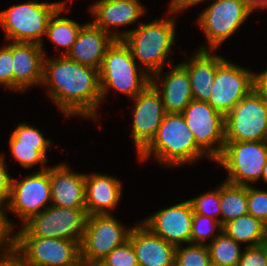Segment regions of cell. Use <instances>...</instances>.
Instances as JSON below:
<instances>
[{"label":"cell","mask_w":267,"mask_h":266,"mask_svg":"<svg viewBox=\"0 0 267 266\" xmlns=\"http://www.w3.org/2000/svg\"><path fill=\"white\" fill-rule=\"evenodd\" d=\"M238 266H267V244L245 247Z\"/></svg>","instance_id":"35"},{"label":"cell","mask_w":267,"mask_h":266,"mask_svg":"<svg viewBox=\"0 0 267 266\" xmlns=\"http://www.w3.org/2000/svg\"><path fill=\"white\" fill-rule=\"evenodd\" d=\"M252 12L244 0H215L198 18L211 50L232 35Z\"/></svg>","instance_id":"11"},{"label":"cell","mask_w":267,"mask_h":266,"mask_svg":"<svg viewBox=\"0 0 267 266\" xmlns=\"http://www.w3.org/2000/svg\"><path fill=\"white\" fill-rule=\"evenodd\" d=\"M44 58L42 45L13 42V89L25 91L32 85H42Z\"/></svg>","instance_id":"18"},{"label":"cell","mask_w":267,"mask_h":266,"mask_svg":"<svg viewBox=\"0 0 267 266\" xmlns=\"http://www.w3.org/2000/svg\"><path fill=\"white\" fill-rule=\"evenodd\" d=\"M128 240L135 250L139 266H174L176 246L155 235L142 222L130 227Z\"/></svg>","instance_id":"17"},{"label":"cell","mask_w":267,"mask_h":266,"mask_svg":"<svg viewBox=\"0 0 267 266\" xmlns=\"http://www.w3.org/2000/svg\"><path fill=\"white\" fill-rule=\"evenodd\" d=\"M224 60L225 58L221 56L211 55L204 46L194 54L190 61L180 63L188 72L194 100L209 101L216 68Z\"/></svg>","instance_id":"24"},{"label":"cell","mask_w":267,"mask_h":266,"mask_svg":"<svg viewBox=\"0 0 267 266\" xmlns=\"http://www.w3.org/2000/svg\"><path fill=\"white\" fill-rule=\"evenodd\" d=\"M90 12L96 17L93 21L96 26L118 39V33L110 32L109 27L132 24L144 14L145 9L139 0H99L91 5Z\"/></svg>","instance_id":"22"},{"label":"cell","mask_w":267,"mask_h":266,"mask_svg":"<svg viewBox=\"0 0 267 266\" xmlns=\"http://www.w3.org/2000/svg\"><path fill=\"white\" fill-rule=\"evenodd\" d=\"M12 44L0 49V85L13 89Z\"/></svg>","instance_id":"36"},{"label":"cell","mask_w":267,"mask_h":266,"mask_svg":"<svg viewBox=\"0 0 267 266\" xmlns=\"http://www.w3.org/2000/svg\"><path fill=\"white\" fill-rule=\"evenodd\" d=\"M225 141H266L267 101L254 90L224 116Z\"/></svg>","instance_id":"9"},{"label":"cell","mask_w":267,"mask_h":266,"mask_svg":"<svg viewBox=\"0 0 267 266\" xmlns=\"http://www.w3.org/2000/svg\"><path fill=\"white\" fill-rule=\"evenodd\" d=\"M182 114L196 144L215 161L221 155L225 144L224 116L208 102L194 99ZM215 143L217 146L214 147Z\"/></svg>","instance_id":"10"},{"label":"cell","mask_w":267,"mask_h":266,"mask_svg":"<svg viewBox=\"0 0 267 266\" xmlns=\"http://www.w3.org/2000/svg\"><path fill=\"white\" fill-rule=\"evenodd\" d=\"M48 201L51 203L49 168L30 174L21 181L12 178L6 209L18 215L24 224L46 209Z\"/></svg>","instance_id":"14"},{"label":"cell","mask_w":267,"mask_h":266,"mask_svg":"<svg viewBox=\"0 0 267 266\" xmlns=\"http://www.w3.org/2000/svg\"><path fill=\"white\" fill-rule=\"evenodd\" d=\"M220 222L222 225L239 216L248 214L247 186L228 182L220 185Z\"/></svg>","instance_id":"27"},{"label":"cell","mask_w":267,"mask_h":266,"mask_svg":"<svg viewBox=\"0 0 267 266\" xmlns=\"http://www.w3.org/2000/svg\"><path fill=\"white\" fill-rule=\"evenodd\" d=\"M0 266H2V256H0Z\"/></svg>","instance_id":"45"},{"label":"cell","mask_w":267,"mask_h":266,"mask_svg":"<svg viewBox=\"0 0 267 266\" xmlns=\"http://www.w3.org/2000/svg\"><path fill=\"white\" fill-rule=\"evenodd\" d=\"M151 84L160 93L166 113H182L193 100L188 72L181 64L164 76L161 90L154 79H151Z\"/></svg>","instance_id":"25"},{"label":"cell","mask_w":267,"mask_h":266,"mask_svg":"<svg viewBox=\"0 0 267 266\" xmlns=\"http://www.w3.org/2000/svg\"><path fill=\"white\" fill-rule=\"evenodd\" d=\"M114 38L93 22L83 25L75 43L66 55L70 59L95 69H100L106 49Z\"/></svg>","instance_id":"21"},{"label":"cell","mask_w":267,"mask_h":266,"mask_svg":"<svg viewBox=\"0 0 267 266\" xmlns=\"http://www.w3.org/2000/svg\"><path fill=\"white\" fill-rule=\"evenodd\" d=\"M64 2H26L14 5L0 12V25L5 31V39L17 43L42 45V35L46 34L48 22L54 12Z\"/></svg>","instance_id":"6"},{"label":"cell","mask_w":267,"mask_h":266,"mask_svg":"<svg viewBox=\"0 0 267 266\" xmlns=\"http://www.w3.org/2000/svg\"><path fill=\"white\" fill-rule=\"evenodd\" d=\"M9 143L13 156L22 167L31 168L40 162L41 170L47 169L46 152L52 142L45 139L39 129L22 123L11 134Z\"/></svg>","instance_id":"20"},{"label":"cell","mask_w":267,"mask_h":266,"mask_svg":"<svg viewBox=\"0 0 267 266\" xmlns=\"http://www.w3.org/2000/svg\"><path fill=\"white\" fill-rule=\"evenodd\" d=\"M102 260L110 266H139L135 250L129 240L114 248Z\"/></svg>","instance_id":"34"},{"label":"cell","mask_w":267,"mask_h":266,"mask_svg":"<svg viewBox=\"0 0 267 266\" xmlns=\"http://www.w3.org/2000/svg\"><path fill=\"white\" fill-rule=\"evenodd\" d=\"M176 246L174 266H211L207 244L190 243L186 248Z\"/></svg>","instance_id":"30"},{"label":"cell","mask_w":267,"mask_h":266,"mask_svg":"<svg viewBox=\"0 0 267 266\" xmlns=\"http://www.w3.org/2000/svg\"><path fill=\"white\" fill-rule=\"evenodd\" d=\"M88 213L86 208H64L49 205L32 216L13 237L69 239L81 244Z\"/></svg>","instance_id":"5"},{"label":"cell","mask_w":267,"mask_h":266,"mask_svg":"<svg viewBox=\"0 0 267 266\" xmlns=\"http://www.w3.org/2000/svg\"><path fill=\"white\" fill-rule=\"evenodd\" d=\"M193 213L217 219L215 215L221 214L220 187L216 191L206 192L190 199Z\"/></svg>","instance_id":"32"},{"label":"cell","mask_w":267,"mask_h":266,"mask_svg":"<svg viewBox=\"0 0 267 266\" xmlns=\"http://www.w3.org/2000/svg\"><path fill=\"white\" fill-rule=\"evenodd\" d=\"M262 178L267 183V163L264 166L263 173H262Z\"/></svg>","instance_id":"44"},{"label":"cell","mask_w":267,"mask_h":266,"mask_svg":"<svg viewBox=\"0 0 267 266\" xmlns=\"http://www.w3.org/2000/svg\"><path fill=\"white\" fill-rule=\"evenodd\" d=\"M229 173L226 182L248 186L262 178L267 163V141H225L215 160Z\"/></svg>","instance_id":"8"},{"label":"cell","mask_w":267,"mask_h":266,"mask_svg":"<svg viewBox=\"0 0 267 266\" xmlns=\"http://www.w3.org/2000/svg\"><path fill=\"white\" fill-rule=\"evenodd\" d=\"M2 205H0V248L3 250L0 256H7L13 254V239L14 237L10 236L13 230V225L10 220L6 218V214L4 212V207L2 209ZM6 248V249H5ZM4 253V254H3Z\"/></svg>","instance_id":"37"},{"label":"cell","mask_w":267,"mask_h":266,"mask_svg":"<svg viewBox=\"0 0 267 266\" xmlns=\"http://www.w3.org/2000/svg\"><path fill=\"white\" fill-rule=\"evenodd\" d=\"M205 154L195 142L193 133L182 113H166L154 138L139 153V158L147 160L151 155L170 166L196 162Z\"/></svg>","instance_id":"2"},{"label":"cell","mask_w":267,"mask_h":266,"mask_svg":"<svg viewBox=\"0 0 267 266\" xmlns=\"http://www.w3.org/2000/svg\"><path fill=\"white\" fill-rule=\"evenodd\" d=\"M13 254L26 266H81L80 244L69 239L14 237Z\"/></svg>","instance_id":"7"},{"label":"cell","mask_w":267,"mask_h":266,"mask_svg":"<svg viewBox=\"0 0 267 266\" xmlns=\"http://www.w3.org/2000/svg\"><path fill=\"white\" fill-rule=\"evenodd\" d=\"M253 90L267 101V69L260 74H253Z\"/></svg>","instance_id":"39"},{"label":"cell","mask_w":267,"mask_h":266,"mask_svg":"<svg viewBox=\"0 0 267 266\" xmlns=\"http://www.w3.org/2000/svg\"><path fill=\"white\" fill-rule=\"evenodd\" d=\"M64 8L65 6L63 4L51 16L45 35H47L56 46L65 47L66 51L62 55H67L72 45L75 43L82 25L65 17H57Z\"/></svg>","instance_id":"28"},{"label":"cell","mask_w":267,"mask_h":266,"mask_svg":"<svg viewBox=\"0 0 267 266\" xmlns=\"http://www.w3.org/2000/svg\"><path fill=\"white\" fill-rule=\"evenodd\" d=\"M81 266H110L104 260L81 261Z\"/></svg>","instance_id":"43"},{"label":"cell","mask_w":267,"mask_h":266,"mask_svg":"<svg viewBox=\"0 0 267 266\" xmlns=\"http://www.w3.org/2000/svg\"><path fill=\"white\" fill-rule=\"evenodd\" d=\"M51 204L64 208H85V174L74 173L66 163L49 168Z\"/></svg>","instance_id":"19"},{"label":"cell","mask_w":267,"mask_h":266,"mask_svg":"<svg viewBox=\"0 0 267 266\" xmlns=\"http://www.w3.org/2000/svg\"><path fill=\"white\" fill-rule=\"evenodd\" d=\"M2 266H26L14 254L2 256Z\"/></svg>","instance_id":"41"},{"label":"cell","mask_w":267,"mask_h":266,"mask_svg":"<svg viewBox=\"0 0 267 266\" xmlns=\"http://www.w3.org/2000/svg\"><path fill=\"white\" fill-rule=\"evenodd\" d=\"M11 183L12 178L7 173L4 156L2 155L0 156V205L4 206V208L7 207L9 202Z\"/></svg>","instance_id":"38"},{"label":"cell","mask_w":267,"mask_h":266,"mask_svg":"<svg viewBox=\"0 0 267 266\" xmlns=\"http://www.w3.org/2000/svg\"><path fill=\"white\" fill-rule=\"evenodd\" d=\"M118 39L128 46L133 59L137 58L149 70L151 79L156 76L159 78L162 65L175 42V20L171 18L142 23L134 30L118 33Z\"/></svg>","instance_id":"3"},{"label":"cell","mask_w":267,"mask_h":266,"mask_svg":"<svg viewBox=\"0 0 267 266\" xmlns=\"http://www.w3.org/2000/svg\"><path fill=\"white\" fill-rule=\"evenodd\" d=\"M122 195L121 182L108 175L85 174V208L88 215L109 214Z\"/></svg>","instance_id":"23"},{"label":"cell","mask_w":267,"mask_h":266,"mask_svg":"<svg viewBox=\"0 0 267 266\" xmlns=\"http://www.w3.org/2000/svg\"><path fill=\"white\" fill-rule=\"evenodd\" d=\"M248 214L267 225V191L247 186Z\"/></svg>","instance_id":"33"},{"label":"cell","mask_w":267,"mask_h":266,"mask_svg":"<svg viewBox=\"0 0 267 266\" xmlns=\"http://www.w3.org/2000/svg\"><path fill=\"white\" fill-rule=\"evenodd\" d=\"M210 244L207 243L211 264L222 266H238L242 251L240 244L224 231L218 232Z\"/></svg>","instance_id":"29"},{"label":"cell","mask_w":267,"mask_h":266,"mask_svg":"<svg viewBox=\"0 0 267 266\" xmlns=\"http://www.w3.org/2000/svg\"><path fill=\"white\" fill-rule=\"evenodd\" d=\"M204 0H172L169 6V12L172 14L175 12H178L180 10H183L187 7H191L193 5H196L197 3H201Z\"/></svg>","instance_id":"40"},{"label":"cell","mask_w":267,"mask_h":266,"mask_svg":"<svg viewBox=\"0 0 267 266\" xmlns=\"http://www.w3.org/2000/svg\"><path fill=\"white\" fill-rule=\"evenodd\" d=\"M253 74L224 60L217 68L208 103L223 116L253 90Z\"/></svg>","instance_id":"13"},{"label":"cell","mask_w":267,"mask_h":266,"mask_svg":"<svg viewBox=\"0 0 267 266\" xmlns=\"http://www.w3.org/2000/svg\"><path fill=\"white\" fill-rule=\"evenodd\" d=\"M133 100L132 137L139 154L154 138L166 112L160 93L151 83Z\"/></svg>","instance_id":"15"},{"label":"cell","mask_w":267,"mask_h":266,"mask_svg":"<svg viewBox=\"0 0 267 266\" xmlns=\"http://www.w3.org/2000/svg\"><path fill=\"white\" fill-rule=\"evenodd\" d=\"M136 64V60L133 59L130 49L124 41L114 39L106 49L99 69L102 99L109 92V88L135 98L151 83L150 75L145 70H141L139 74Z\"/></svg>","instance_id":"4"},{"label":"cell","mask_w":267,"mask_h":266,"mask_svg":"<svg viewBox=\"0 0 267 266\" xmlns=\"http://www.w3.org/2000/svg\"><path fill=\"white\" fill-rule=\"evenodd\" d=\"M223 231L239 244L249 242L247 247L262 245L267 239V225L251 214L228 221L223 225Z\"/></svg>","instance_id":"26"},{"label":"cell","mask_w":267,"mask_h":266,"mask_svg":"<svg viewBox=\"0 0 267 266\" xmlns=\"http://www.w3.org/2000/svg\"><path fill=\"white\" fill-rule=\"evenodd\" d=\"M42 84L50 85L48 94L65 115L98 118L96 111L102 101L98 69L66 55L44 58Z\"/></svg>","instance_id":"1"},{"label":"cell","mask_w":267,"mask_h":266,"mask_svg":"<svg viewBox=\"0 0 267 266\" xmlns=\"http://www.w3.org/2000/svg\"><path fill=\"white\" fill-rule=\"evenodd\" d=\"M193 214L191 203L187 200L152 214L142 223L175 246L190 244Z\"/></svg>","instance_id":"16"},{"label":"cell","mask_w":267,"mask_h":266,"mask_svg":"<svg viewBox=\"0 0 267 266\" xmlns=\"http://www.w3.org/2000/svg\"><path fill=\"white\" fill-rule=\"evenodd\" d=\"M251 10L253 11L255 8L257 9L258 7L260 8H265L267 7V0H244Z\"/></svg>","instance_id":"42"},{"label":"cell","mask_w":267,"mask_h":266,"mask_svg":"<svg viewBox=\"0 0 267 266\" xmlns=\"http://www.w3.org/2000/svg\"><path fill=\"white\" fill-rule=\"evenodd\" d=\"M215 228L218 229V232L223 231L220 219H213L194 213L191 227V243L204 245V242L213 236Z\"/></svg>","instance_id":"31"},{"label":"cell","mask_w":267,"mask_h":266,"mask_svg":"<svg viewBox=\"0 0 267 266\" xmlns=\"http://www.w3.org/2000/svg\"><path fill=\"white\" fill-rule=\"evenodd\" d=\"M125 229L111 214L88 215L80 244V260H102L128 240L130 228Z\"/></svg>","instance_id":"12"}]
</instances>
